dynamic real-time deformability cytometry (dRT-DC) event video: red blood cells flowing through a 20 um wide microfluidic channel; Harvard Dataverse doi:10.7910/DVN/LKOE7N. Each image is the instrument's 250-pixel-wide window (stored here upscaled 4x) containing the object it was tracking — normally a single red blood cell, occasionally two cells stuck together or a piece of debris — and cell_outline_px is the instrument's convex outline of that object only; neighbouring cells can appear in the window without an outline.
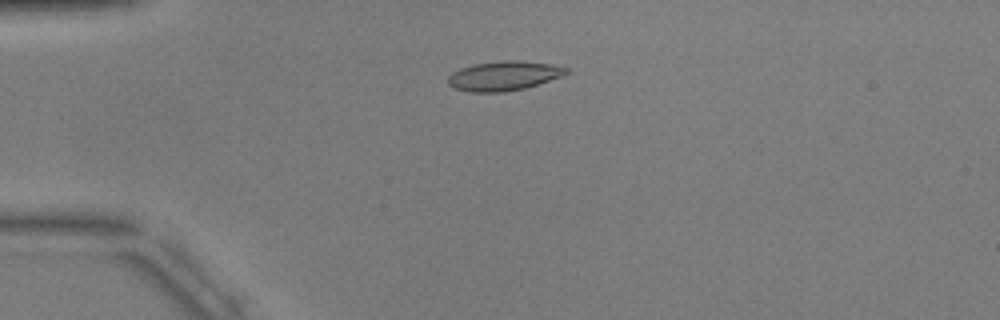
{"species": "common noctule bat (a hibernating species)", "species_latin": "Nyctalus noctula", "temperature_condition": "warm", "stored_images_in_passage": 5, "camera_frame_rate_fps": 3000, "um_per_image_px": 0.085, "animal": {"sex": "male", "body_mass_g": 17.9, "forearm_length_mm": 54.2}, "frame": {"image": 1, "passage_image": 4, "time_ms": 3.667, "image_size_px": [1000, 320], "cell_outline_px": [[568, 72], [560, 76], [524, 88], [504, 92], [468, 92], [456, 88], [448, 84], [448, 76], [452, 72], [460, 68], [472, 64], [508, 60], [512, 60], [552, 64], [568, 68]], "centroid_in_image_um": [42.77, 6.44], "position_along_channel_um": 42.2, "area_um2": 20.0}}